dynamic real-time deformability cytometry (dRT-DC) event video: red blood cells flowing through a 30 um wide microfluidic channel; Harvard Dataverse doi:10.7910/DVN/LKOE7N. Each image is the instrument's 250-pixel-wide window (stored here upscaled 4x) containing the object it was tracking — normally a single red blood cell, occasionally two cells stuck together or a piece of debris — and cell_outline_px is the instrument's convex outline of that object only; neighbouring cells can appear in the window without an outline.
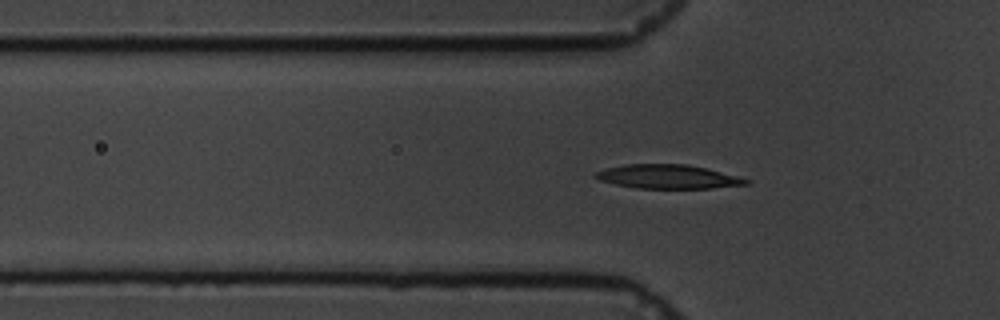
{"species": "common noctule bat (a hibernating species)", "species_latin": "Nyctalus noctula", "temperature_condition": "cold", "stored_images_in_passage": 59, "camera_frame_rate_fps": 3000, "um_per_image_px": 0.085, "animal": {"sex": "male", "body_mass_g": 19.5, "forearm_length_mm": 54.6}, "frame": {"image": 1, "passage_image": 19, "time_ms": 6.0, "image_size_px": [1000, 320], "cell_outline_px": [[752, 180], [748, 184], [712, 188], [636, 188], [616, 184], [600, 180], [592, 176], [596, 172], [608, 168], [624, 164], [688, 164]], "centroid_in_image_um": [56.76, 15.01], "position_along_channel_um": 69.0, "area_um2": 20.75}}
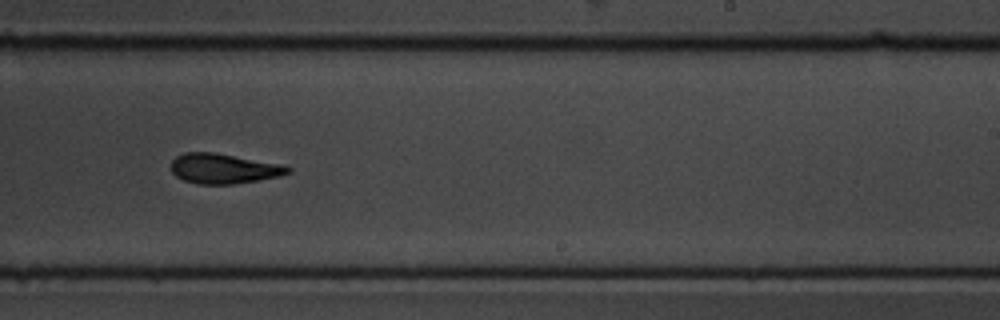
{"frame": {"image": 2, "passage_image": 37, "time_ms": 12.0, "image_size_px": [1000, 320], "cell_outline_px": [[292, 172], [280, 176], [260, 180], [232, 184], [200, 184], [184, 180], [176, 176], [172, 172], [172, 160], [176, 156], [184, 152], [216, 152], [284, 164], [292, 168]], "centroid_in_image_um": [19.07, 14.32], "position_along_channel_um": 269.9, "area_um2": 20.69}}
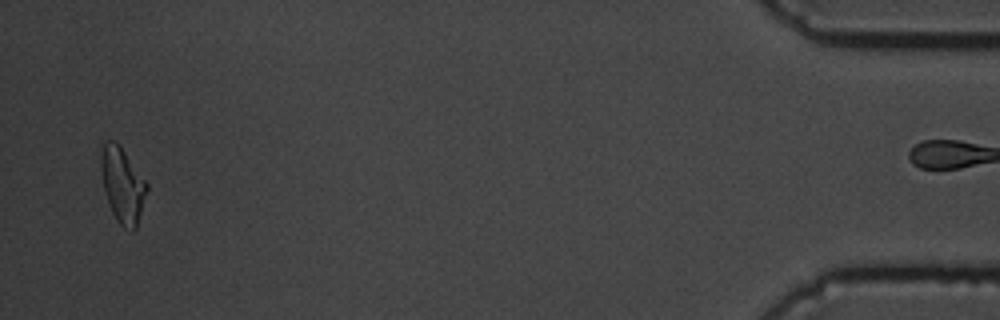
{"frame": {"image": 3, "passage_image": 58, "time_ms": 19.0, "image_size_px": [1000, 320], "cell_outline_px": [[148, 188], [136, 228], [132, 232], [124, 228], [116, 220], [112, 212], [104, 192], [100, 168], [100, 152], [104, 140], [112, 140], [120, 144], [148, 184]], "centroid_in_image_um": [10.39, 15.69], "position_along_channel_um": 424.8, "area_um2": 20.35}, "authors_computed_cell_mechanics": {"area_um2": 20.3456, "velocity_mm_per_s": 3.3565, "shape_relaxation_time_tau1_ms": 5.2731, "shape_relaxation_time_tau2_ms": 3.6822, "deformation_change_tau1": 0.1515, "deformation_change_tau2": 0.1098}}